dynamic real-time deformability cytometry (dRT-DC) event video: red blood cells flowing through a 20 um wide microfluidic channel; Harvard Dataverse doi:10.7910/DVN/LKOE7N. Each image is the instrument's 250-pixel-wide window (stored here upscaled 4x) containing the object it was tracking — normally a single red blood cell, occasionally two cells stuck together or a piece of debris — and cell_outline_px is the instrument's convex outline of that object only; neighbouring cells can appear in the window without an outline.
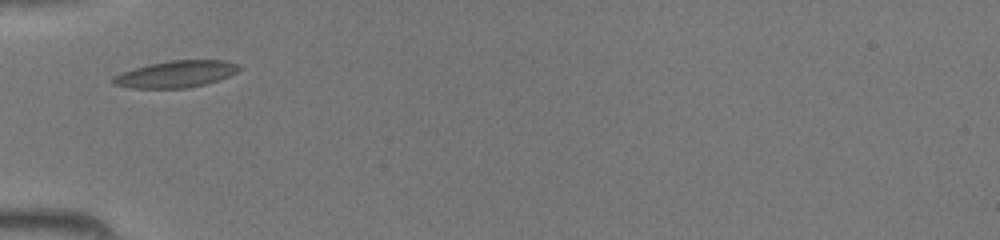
{"species": "common noctule bat (a hibernating species)", "species_latin": "Nyctalus noctula", "temperature_condition": "room temperature", "stored_images_in_passage": 16, "camera_frame_rate_fps": 3000, "um_per_image_px": 0.085, "animal": {"sex": "female", "body_mass_g": 19.5, "forearm_length_mm": 54.1}, "frame": {"image": 1, "passage_image": 1, "time_ms": 0.0, "image_size_px": [1000, 240], "cell_outline_px": [[244, 68], [220, 80], [208, 84], [188, 88], [132, 88], [112, 84], [108, 80], [112, 76], [120, 72], [148, 64], [168, 60], [224, 60], [240, 64]], "centroid_in_image_um": [14.95, 6.3], "position_along_channel_um": 70.1, "area_um2": 20.17}}
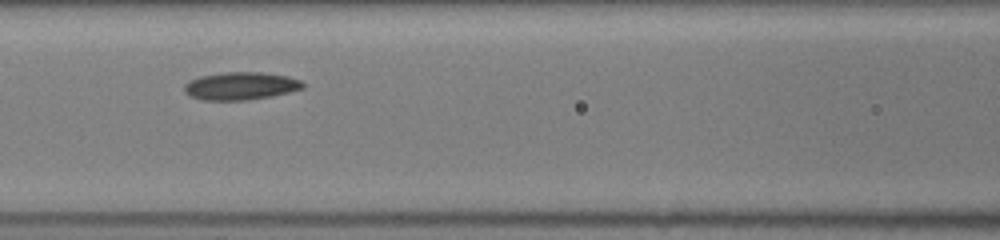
{"frame": {"image": 2, "passage_image": 6, "time_ms": 1.667, "image_size_px": [1000, 240], "cell_outline_px": [[304, 88], [272, 96], [248, 100], [204, 100], [192, 96], [184, 92], [184, 84], [200, 76], [220, 72], [260, 72], [288, 76], [300, 80], [304, 84]], "centroid_in_image_um": [20.46, 7.3], "position_along_channel_um": 146.1, "area_um2": 19.13}}
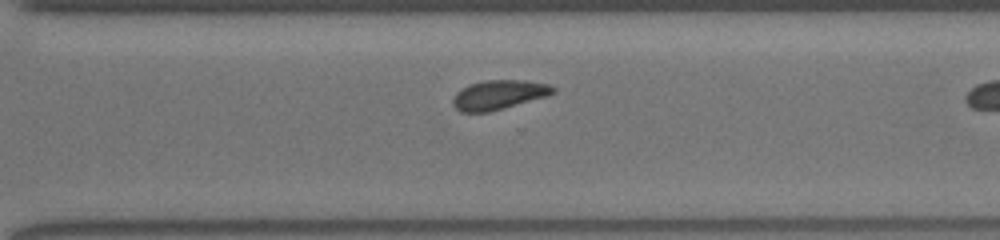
{"frame": {"image": 3, "passage_image": 15, "time_ms": 4.667, "image_size_px": [1000, 240], "cell_outline_px": [[556, 92], [548, 96], [504, 108], [488, 112], [460, 112], [452, 104], [452, 100], [456, 92], [460, 88], [468, 84], [484, 80], [524, 80], [548, 84], [556, 88]], "centroid_in_image_um": [42.38, 8.05], "position_along_channel_um": 328.2, "area_um2": 17.34}}